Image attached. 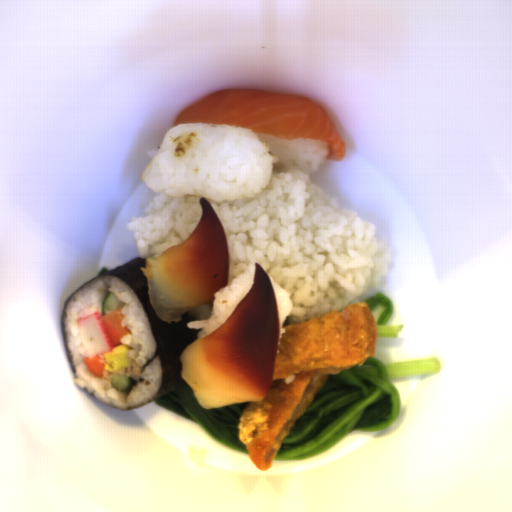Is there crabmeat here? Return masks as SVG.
Returning <instances> with one entry per match:
<instances>
[{"label":"crabmeat","instance_id":"1","mask_svg":"<svg viewBox=\"0 0 512 512\" xmlns=\"http://www.w3.org/2000/svg\"><path fill=\"white\" fill-rule=\"evenodd\" d=\"M102 316V312H96L77 320L79 338L90 358L112 352L115 346L110 339Z\"/></svg>","mask_w":512,"mask_h":512}]
</instances>
